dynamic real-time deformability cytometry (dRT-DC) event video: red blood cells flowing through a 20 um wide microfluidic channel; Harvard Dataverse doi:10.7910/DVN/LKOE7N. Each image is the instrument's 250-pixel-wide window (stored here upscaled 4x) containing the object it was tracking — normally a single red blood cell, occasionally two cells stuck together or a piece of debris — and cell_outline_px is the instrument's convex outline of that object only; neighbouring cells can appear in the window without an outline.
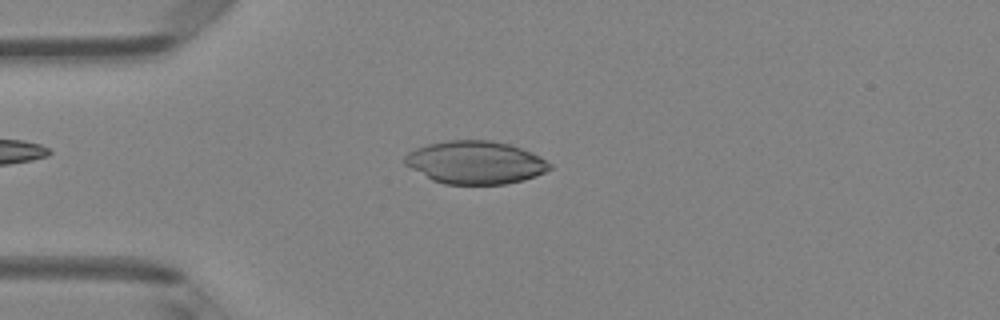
{"species": "Egyptian fruit bat (a non-hibernating species)", "species_latin": "Rousettus aegyptiacus", "temperature_condition": "room temperature", "stored_images_in_passage": 40, "camera_frame_rate_fps": 3000, "um_per_image_px": 0.085, "animal": {"sex": "female"}, "frame": {"image": 1, "passage_image": 4, "time_ms": 1.0, "image_size_px": [1000, 320], "cell_outline_px": [[552, 168], [536, 176], [524, 180], [504, 184], [444, 184], [432, 180], [404, 164], [404, 156], [408, 152], [416, 148], [428, 144], [448, 140], [492, 140], [508, 144], [532, 152], [540, 156], [552, 164]], "centroid_in_image_um": [40.41, 13.81], "position_along_channel_um": 44.6, "area_um2": 36.3}}
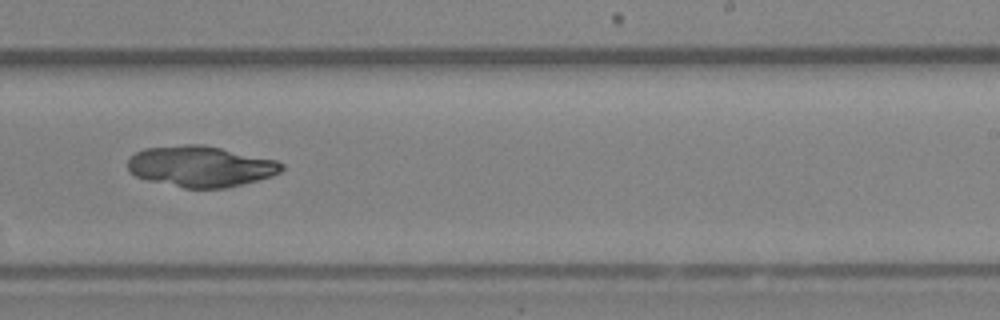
{"frame": {"image": 2, "passage_image": 22, "time_ms": 7.0, "image_size_px": [1000, 320], "cell_outline_px": [[284, 168], [280, 172], [272, 176], [224, 188], [184, 188], [148, 180], [136, 176], [128, 172], [128, 160], [136, 152], [144, 148], [188, 144], [204, 144], [276, 160], [284, 164]], "centroid_in_image_um": [17.04, 14.13], "position_along_channel_um": 272.0, "area_um2": 36.59}}
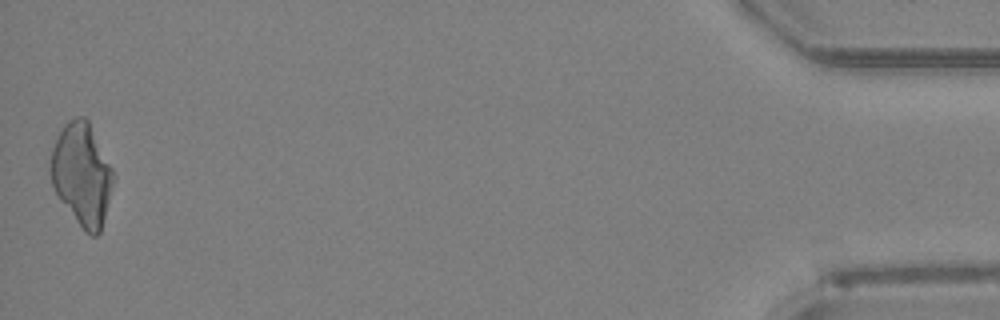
{"frame": {"image": 3, "passage_image": 40, "time_ms": 13.0, "image_size_px": [1000, 320], "cell_outline_px": [[116, 176], [100, 232], [96, 236], [92, 236], [84, 232], [60, 200], [52, 184], [48, 168], [48, 164], [52, 148], [64, 124], [68, 120], [76, 116], [84, 116], [88, 120]], "centroid_in_image_um": [6.95, 14.82], "position_along_channel_um": 428.3, "area_um2": 37.63}}